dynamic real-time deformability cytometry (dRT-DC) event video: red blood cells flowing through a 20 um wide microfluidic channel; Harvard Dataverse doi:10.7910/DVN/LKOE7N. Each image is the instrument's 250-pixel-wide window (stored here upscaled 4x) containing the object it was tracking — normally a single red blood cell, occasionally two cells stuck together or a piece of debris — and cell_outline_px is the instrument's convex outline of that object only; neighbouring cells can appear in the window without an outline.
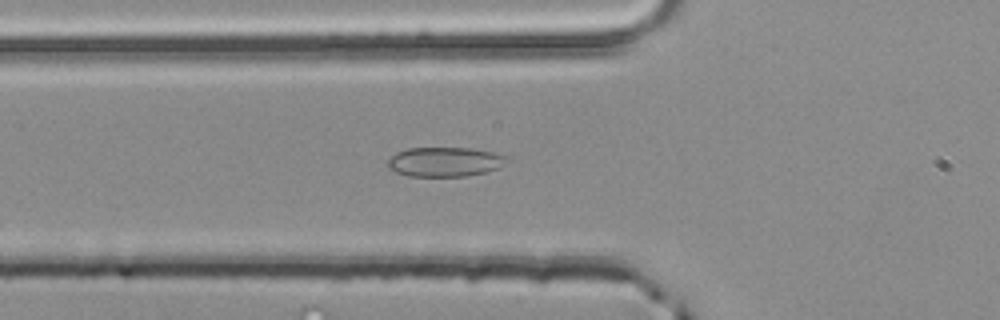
{"species": "common noctule bat (a hibernating species)", "species_latin": "Nyctalus noctula", "temperature_condition": "room temperature", "stored_images_in_passage": 46, "camera_frame_rate_fps": 3000, "um_per_image_px": 0.085, "animal": {"sex": "male", "body_mass_g": 20.4}, "frame": {"image": 1, "passage_image": 18, "time_ms": 5.667, "image_size_px": [1000, 320], "cell_outline_px": [[508, 160], [500, 168], [488, 172], [464, 176], [408, 176], [396, 172], [388, 168], [388, 160], [396, 152], [408, 148], [472, 148], [492, 152], [504, 156]], "centroid_in_image_um": [37.81, 13.76], "position_along_channel_um": 88.0, "area_um2": 20.46}}
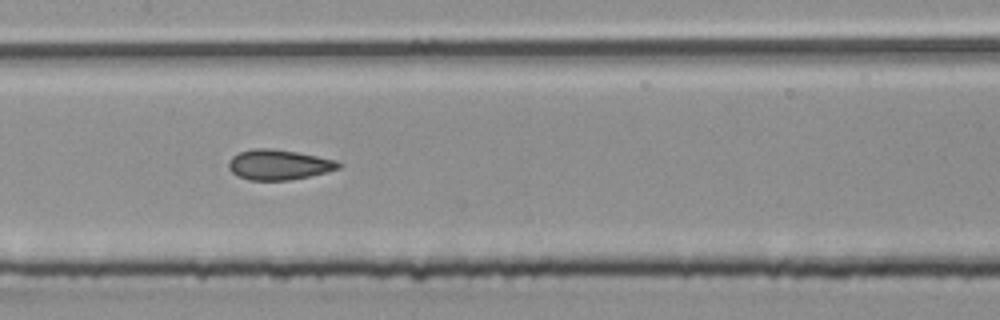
{"frame": {"image": 2, "passage_image": 25, "time_ms": 8.0, "image_size_px": [1000, 320], "cell_outline_px": [[344, 164], [340, 168], [328, 172], [288, 180], [248, 180], [236, 176], [228, 168], [228, 160], [232, 156], [240, 152], [252, 148], [268, 148], [296, 152], [336, 160]], "centroid_in_image_um": [23.68, 14.0], "position_along_channel_um": 183.7, "area_um2": 19.42}}
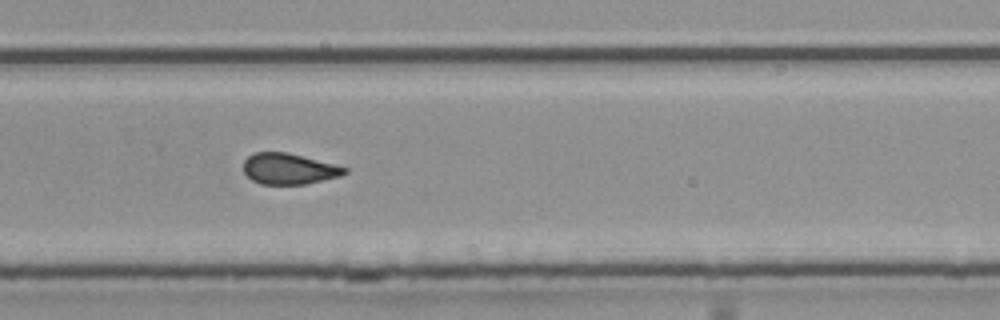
{"frame": {"image": 3, "passage_image": 34, "time_ms": 11.0, "image_size_px": [1000, 320], "cell_outline_px": [[348, 172], [340, 176], [304, 184], [260, 184], [252, 180], [244, 172], [244, 160], [248, 156], [256, 152], [288, 152], [336, 164], [348, 168]], "centroid_in_image_um": [24.57, 14.34], "position_along_channel_um": 305.2, "area_um2": 18.26}, "authors_computed_cell_mechanics": {"area_um2": 19.4208, "velocity_mm_per_s": 4.0847, "shape_relaxation_time_tau1_ms": null, "shape_relaxation_time_tau2_ms": 2.0792, "deformation_change_tau1": null, "deformation_change_tau2": 0.1035}}